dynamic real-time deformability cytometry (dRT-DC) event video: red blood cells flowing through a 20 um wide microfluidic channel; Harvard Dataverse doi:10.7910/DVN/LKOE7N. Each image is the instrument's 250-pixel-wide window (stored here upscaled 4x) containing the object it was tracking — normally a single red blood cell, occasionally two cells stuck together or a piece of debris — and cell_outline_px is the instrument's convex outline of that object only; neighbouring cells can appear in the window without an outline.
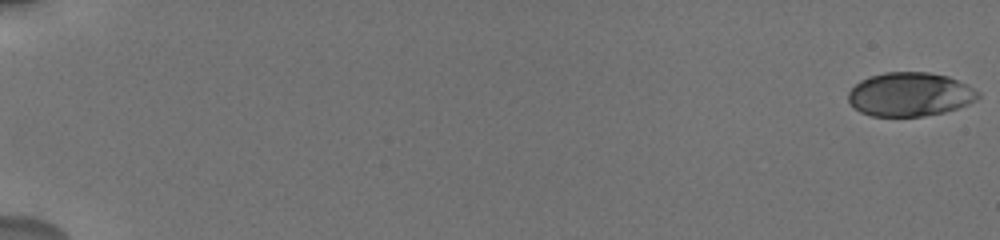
{"species": "human", "species_latin": "Homo sapiens", "temperature_condition": "cold", "stored_images_in_passage": 66, "camera_frame_rate_fps": 3000, "um_per_image_px": 0.085, "donor": {"sex": "male"}, "frame": {"image": 1, "passage_image": 1, "time_ms": 0.0, "image_size_px": [1000, 240], "cell_outline_px": [[980, 96], [976, 100], [968, 104], [944, 112], [924, 116], [872, 116], [860, 112], [848, 100], [848, 92], [860, 80], [868, 76], [884, 72], [928, 72], [948, 76], [968, 84], [980, 92]], "centroid_in_image_um": [77.36, 8.01], "position_along_channel_um": 7.6, "area_um2": 33.29}}
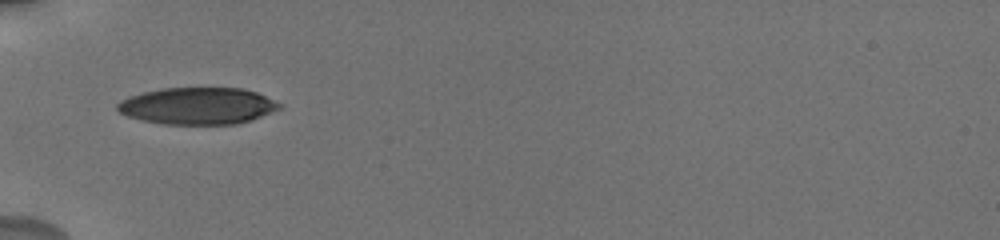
{"frame": {"image": 2, "passage_image": 25, "time_ms": 7.0, "image_size_px": [1000, 240], "cell_outline_px": [[280, 108], [260, 116], [236, 124], [164, 124], [140, 120], [128, 116], [120, 112], [116, 108], [116, 104], [120, 100], [128, 96], [144, 92], [164, 88], [240, 88], [256, 92], [280, 104]], "centroid_in_image_um": [16.72, 9.0], "position_along_channel_um": 68.3, "area_um2": 34.45}}
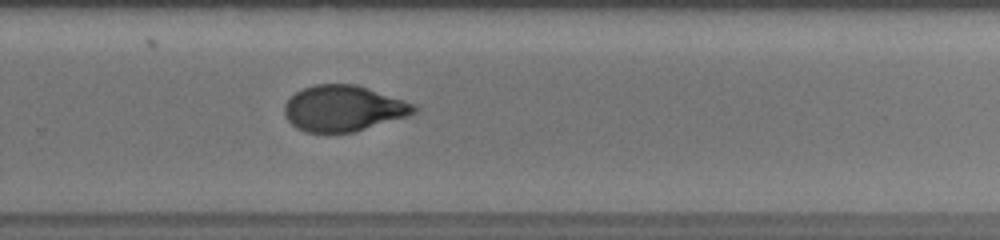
{"frame": {"image": 3, "passage_image": 47, "time_ms": 13.333, "image_size_px": [1000, 240], "cell_outline_px": [[420, 108], [416, 112], [408, 116], [352, 132], [304, 132], [296, 128], [284, 116], [284, 104], [300, 88], [316, 84], [356, 84], [416, 104]], "centroid_in_image_um": [29.18, 9.2], "position_along_channel_um": 300.6, "area_um2": 34.68}, "authors_computed_cell_mechanics": {"area_um2": 34.7378, "velocity_mm_per_s": 3.7514, "shape_relaxation_time_tau1_ms": 4.1833, "shape_relaxation_time_tau2_ms": 1.5441, "deformation_change_tau1": 0.1527, "deformation_change_tau2": 0.0663}}